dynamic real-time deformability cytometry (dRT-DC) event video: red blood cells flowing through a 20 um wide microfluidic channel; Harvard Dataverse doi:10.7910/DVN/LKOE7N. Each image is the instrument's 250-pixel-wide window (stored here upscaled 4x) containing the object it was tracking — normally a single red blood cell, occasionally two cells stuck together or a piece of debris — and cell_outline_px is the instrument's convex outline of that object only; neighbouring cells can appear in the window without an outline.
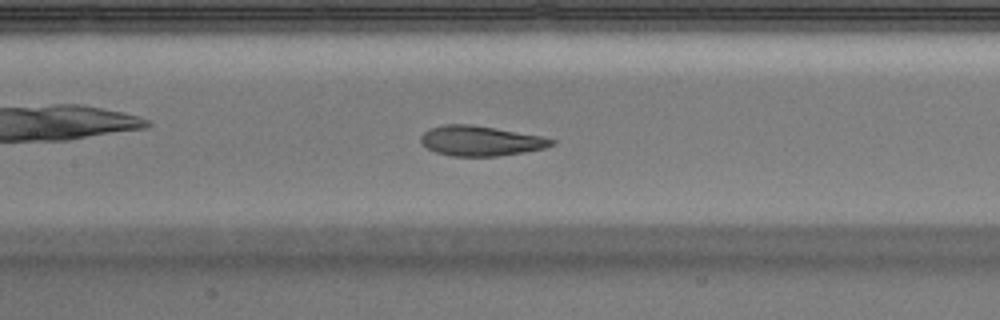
{"species": "Egyptian fruit bat (a non-hibernating species)", "species_latin": "Rousettus aegyptiacus", "temperature_condition": "warm", "stored_images_in_passage": 39, "camera_frame_rate_fps": 3000, "um_per_image_px": 0.085, "animal": {"sex": "male"}, "frame": {"image": 1, "passage_image": 12, "time_ms": 3.667, "image_size_px": [1000, 320], "cell_outline_px": [[556, 144], [544, 148], [496, 156], [452, 156], [436, 152], [428, 148], [420, 140], [420, 136], [428, 128], [444, 124], [472, 124], [496, 128], [540, 136], [556, 140]], "centroid_in_image_um": [40.82, 11.96], "position_along_channel_um": 166.6, "area_um2": 22.72}, "authors_computed_cell_mechanics": {"area_um2": 24.5072, "velocity_mm_per_s": 3.9417, "shape_relaxation_time_tau1_ms": 6.1079, "shape_relaxation_time_tau2_ms": 1.3345, "deformation_change_tau1": 0.2261, "deformation_change_tau2": 0.0778}}